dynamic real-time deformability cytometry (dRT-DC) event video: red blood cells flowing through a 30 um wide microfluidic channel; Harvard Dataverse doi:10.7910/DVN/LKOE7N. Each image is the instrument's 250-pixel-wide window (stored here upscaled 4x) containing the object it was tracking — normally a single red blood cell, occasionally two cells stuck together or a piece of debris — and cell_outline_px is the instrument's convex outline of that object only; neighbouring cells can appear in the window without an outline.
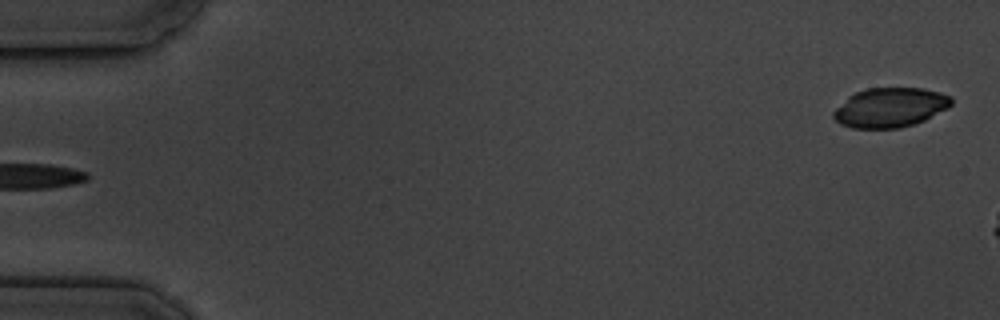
{"species": "common noctule bat (a hibernating species)", "species_latin": "Nyctalus noctula", "temperature_condition": "cold", "stored_images_in_passage": 6, "segment_of_instrument_passage": [2, 2], "camera_frame_rate_fps": 3000, "um_per_image_px": 0.085, "animal": {"sex": "male", "body_mass_g": 19.5, "forearm_length_mm": 54.6}, "frame": {"image": 1, "passage_image": 6, "time_ms": 6.0, "image_size_px": [1000, 320], "cell_outline_px": [[952, 104], [948, 108], [924, 120], [900, 128], [852, 128], [840, 124], [832, 116], [832, 112], [848, 96], [856, 92], [868, 88], [924, 88], [940, 92], [952, 96]], "centroid_in_image_um": [75.66, 9.13], "position_along_channel_um": 9.3, "area_um2": 27.17}}